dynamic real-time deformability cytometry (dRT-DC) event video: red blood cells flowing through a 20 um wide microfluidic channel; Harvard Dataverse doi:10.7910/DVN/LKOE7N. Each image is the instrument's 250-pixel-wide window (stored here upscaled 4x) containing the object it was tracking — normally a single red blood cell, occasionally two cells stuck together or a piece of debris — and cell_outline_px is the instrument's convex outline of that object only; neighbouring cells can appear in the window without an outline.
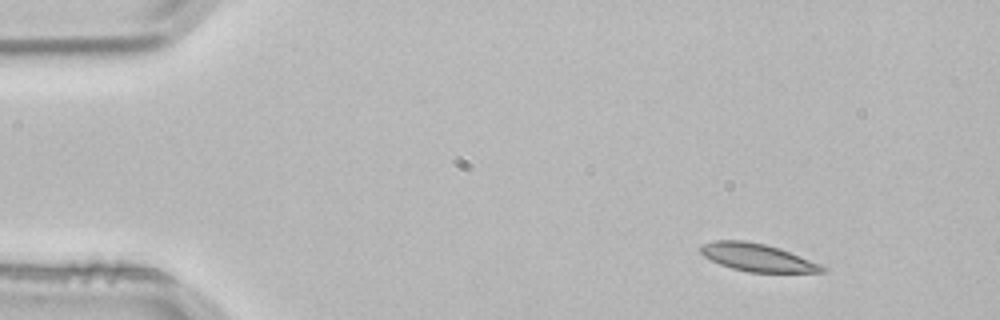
{"species": "common noctule bat (a hibernating species)", "species_latin": "Nyctalus noctula", "temperature_condition": "room temperature", "stored_images_in_passage": 2, "camera_frame_rate_fps": 3000, "um_per_image_px": 0.085, "animal": {"sex": "male", "body_mass_g": 21.5, "forearm_length_mm": 52.0}, "frame": {"image": 1, "passage_image": 1, "time_ms": 0.0, "image_size_px": [1000, 320], "cell_outline_px": [[828, 268], [824, 272], [748, 272], [732, 268], [720, 264], [704, 256], [700, 252], [700, 248], [704, 244], [716, 240], [744, 240], [764, 244], [780, 248], [820, 264]], "centroid_in_image_um": [64.38, 21.88], "position_along_channel_um": 20.6, "area_um2": 19.42}}
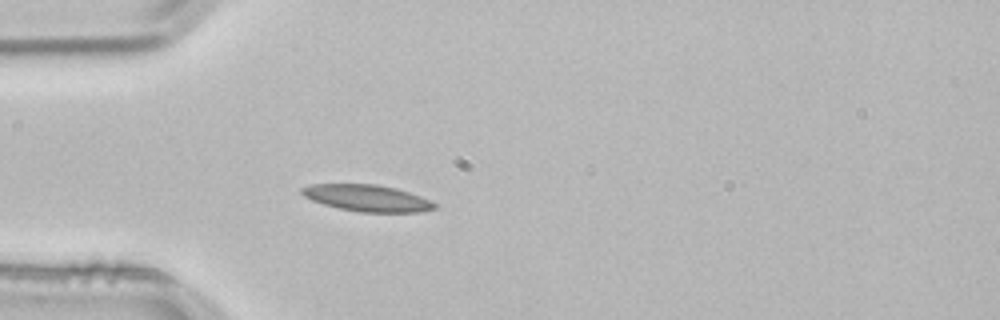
{"frame": {"image": 2, "passage_image": 2, "time_ms": 0.333, "image_size_px": [1000, 320], "cell_outline_px": [[436, 208], [420, 212], [360, 212], [340, 208], [324, 204], [312, 200], [304, 196], [300, 192], [300, 188], [312, 184], [376, 184], [396, 188], [420, 196], [436, 204]], "centroid_in_image_um": [31.19, 16.83], "position_along_channel_um": 53.8, "area_um2": 20.4}}